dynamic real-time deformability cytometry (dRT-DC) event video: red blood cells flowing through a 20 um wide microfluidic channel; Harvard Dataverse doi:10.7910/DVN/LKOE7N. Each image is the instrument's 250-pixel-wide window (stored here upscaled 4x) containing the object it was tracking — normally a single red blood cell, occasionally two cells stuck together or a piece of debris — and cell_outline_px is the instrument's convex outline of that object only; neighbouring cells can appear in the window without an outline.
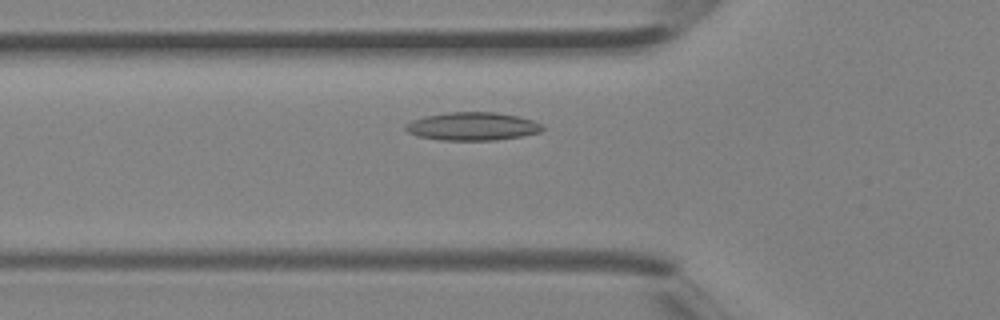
{"species": "Egyptian fruit bat (a non-hibernating species)", "species_latin": "Rousettus aegyptiacus", "temperature_condition": "room temperature", "stored_images_in_passage": 28, "camera_frame_rate_fps": 3000, "um_per_image_px": 0.085, "animal": {"sex": "female"}, "frame": {"image": 1, "passage_image": 2, "time_ms": 0.333, "image_size_px": [1000, 320], "cell_outline_px": [[544, 128], [540, 132], [520, 136], [496, 140], [440, 140], [420, 136], [408, 132], [404, 128], [404, 124], [412, 120], [424, 116], [448, 112], [496, 112], [520, 116], [544, 124]], "centroid_in_image_um": [40.17, 10.73], "position_along_channel_um": 85.6, "area_um2": 22.54}}
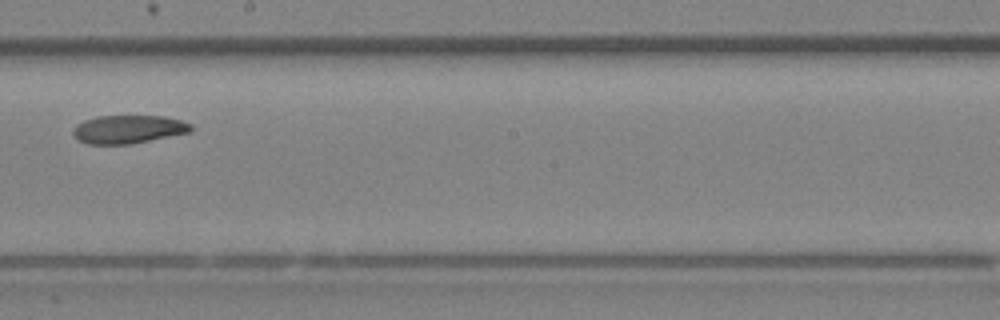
{"frame": {"image": 2, "passage_image": 11, "time_ms": 3.333, "image_size_px": [1000, 320], "cell_outline_px": [[192, 128], [188, 132], [132, 144], [88, 144], [76, 140], [72, 132], [76, 124], [84, 120], [96, 116], [164, 116], [180, 120], [192, 124]], "centroid_in_image_um": [10.85, 10.99], "position_along_channel_um": 237.3, "area_um2": 19.42}}
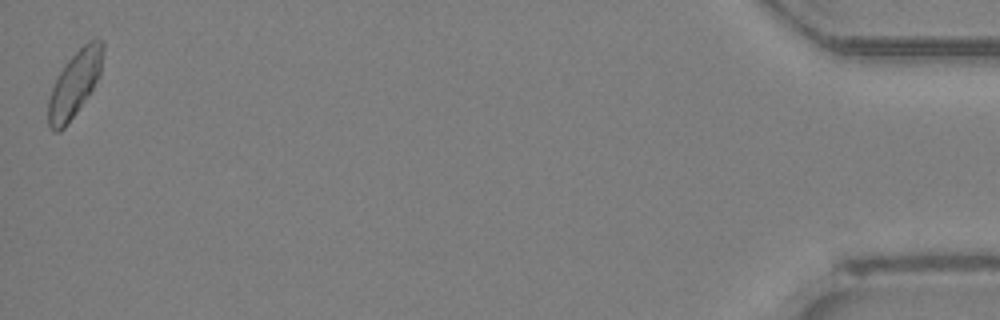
{"frame": {"image": 3, "passage_image": 28, "time_ms": 9.0, "image_size_px": [1000, 320], "cell_outline_px": [[104, 48], [100, 76], [76, 112], [64, 128], [60, 132], [56, 132], [48, 124], [48, 100], [52, 88], [64, 64], [88, 40], [104, 40]], "centroid_in_image_um": [6.35, 7.11], "position_along_channel_um": 428.8, "area_um2": 20.52}}